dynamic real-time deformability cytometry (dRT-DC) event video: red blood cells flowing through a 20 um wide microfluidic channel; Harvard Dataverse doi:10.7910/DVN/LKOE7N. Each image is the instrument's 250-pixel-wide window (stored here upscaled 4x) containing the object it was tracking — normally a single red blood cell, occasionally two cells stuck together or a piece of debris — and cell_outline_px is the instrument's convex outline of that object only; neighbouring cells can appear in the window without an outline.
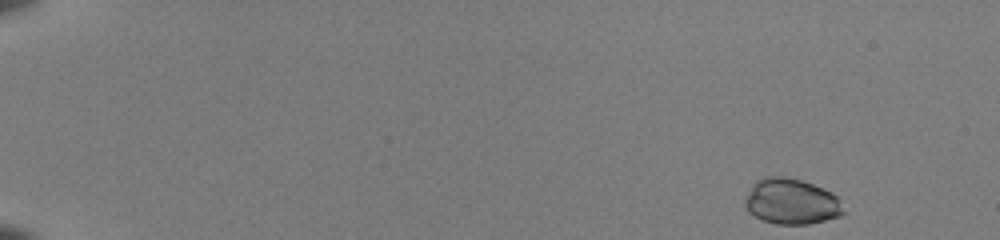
{"species": "common noctule bat (a hibernating species)", "species_latin": "Nyctalus noctula", "temperature_condition": "room temperature", "stored_images_in_passage": 48, "camera_frame_rate_fps": 3000, "um_per_image_px": 0.085, "animal": {"sex": "female", "body_mass_g": 22.0, "forearm_length_mm": 56.7}, "frame": {"image": 1, "passage_image": 1, "time_ms": 0.0, "image_size_px": [1000, 240], "cell_outline_px": [[844, 212], [840, 216], [808, 224], [776, 224], [760, 220], [748, 212], [744, 204], [744, 200], [752, 184], [756, 180], [764, 176], [784, 176], [800, 180], [812, 184], [832, 192], [836, 196]], "centroid_in_image_um": [67.2, 17.13], "position_along_channel_um": 17.8, "area_um2": 26.24}}
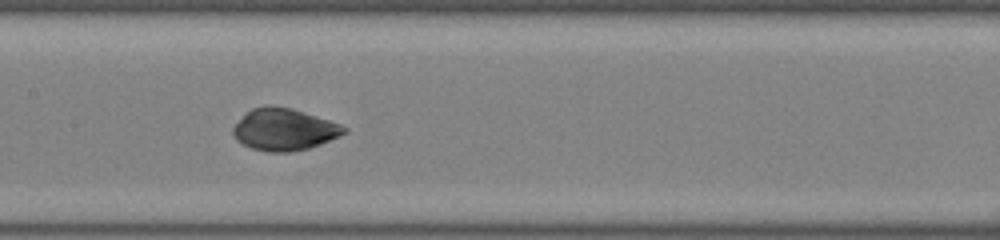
{"frame": {"image": 2, "passage_image": 25, "time_ms": 8.0, "image_size_px": [1000, 240], "cell_outline_px": [[348, 132], [340, 136], [320, 144], [308, 148], [292, 152], [268, 152], [252, 148], [236, 140], [232, 132], [232, 128], [252, 108], [268, 104], [292, 108], [340, 124], [348, 128]], "centroid_in_image_um": [24.17, 11.0], "position_along_channel_um": 183.2, "area_um2": 27.05}}
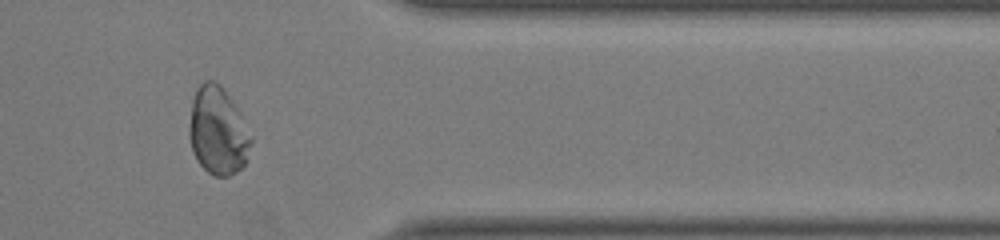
{"frame": {"image": 3, "passage_image": 41, "time_ms": 13.333, "image_size_px": [1000, 240], "cell_outline_px": [[252, 144], [248, 160], [236, 172], [228, 176], [216, 176], [208, 172], [196, 160], [192, 152], [188, 136], [188, 128], [192, 100], [196, 88], [204, 80], [216, 80], [224, 88], [240, 112], [252, 136]], "centroid_in_image_um": [18.52, 11.11], "position_along_channel_um": 392.9, "area_um2": 32.25}, "authors_computed_cell_mechanics": {"area_um2": 27.1082, "velocity_mm_per_s": 4.0658, "shape_relaxation_time_tau1_ms": 3.6023, "shape_relaxation_time_tau2_ms": 0.6873, "deformation_change_tau1": 0.1749, "deformation_change_tau2": 0.0316}}